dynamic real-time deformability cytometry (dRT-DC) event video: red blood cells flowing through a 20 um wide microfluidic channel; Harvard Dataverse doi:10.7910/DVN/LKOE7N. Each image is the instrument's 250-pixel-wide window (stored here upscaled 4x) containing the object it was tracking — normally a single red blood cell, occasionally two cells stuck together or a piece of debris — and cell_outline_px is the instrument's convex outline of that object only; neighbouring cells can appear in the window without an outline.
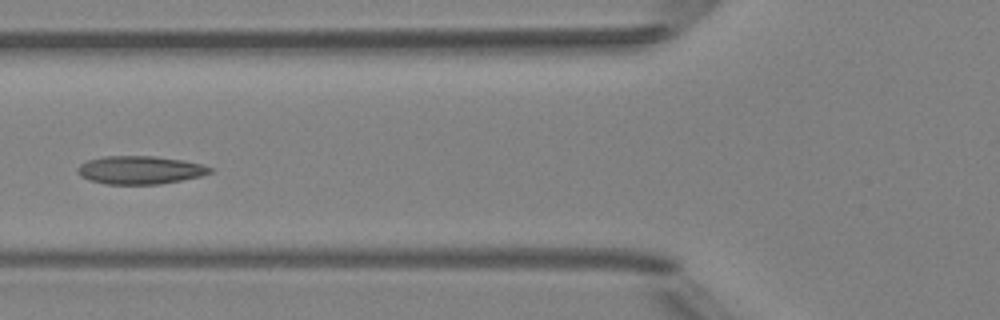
{"species": "Egyptian fruit bat (a non-hibernating species)", "species_latin": "Rousettus aegyptiacus", "temperature_condition": "room temperature", "stored_images_in_passage": 6, "camera_frame_rate_fps": 3000, "um_per_image_px": 0.085, "animal": {"sex": "female"}, "frame": {"image": 1, "passage_image": 6, "time_ms": 5.667, "image_size_px": [1000, 320], "cell_outline_px": [[212, 172], [200, 176], [160, 184], [104, 184], [88, 180], [80, 176], [76, 172], [76, 168], [80, 164], [88, 160], [104, 156], [156, 156], [184, 160], [200, 164], [212, 168]], "centroid_in_image_um": [11.85, 14.45], "position_along_channel_um": 114.0, "area_um2": 21.79}}